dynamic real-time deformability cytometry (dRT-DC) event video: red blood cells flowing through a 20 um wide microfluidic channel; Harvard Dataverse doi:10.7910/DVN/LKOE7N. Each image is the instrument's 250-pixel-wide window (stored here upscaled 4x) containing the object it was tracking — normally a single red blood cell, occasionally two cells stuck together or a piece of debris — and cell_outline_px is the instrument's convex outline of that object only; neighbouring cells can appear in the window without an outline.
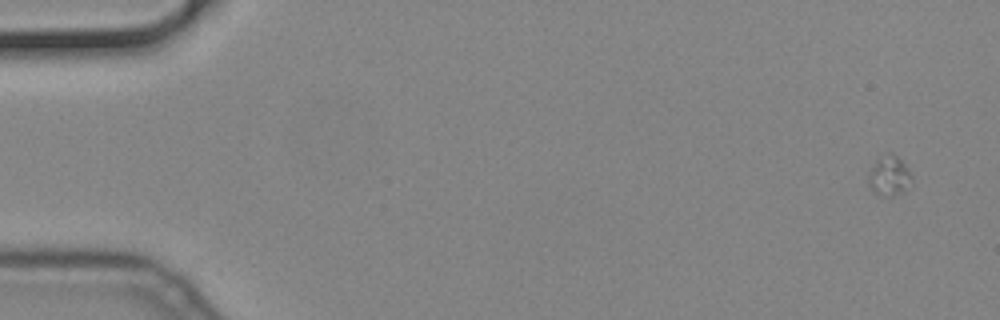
{"species": "common noctule bat (a hibernating species)", "species_latin": "Nyctalus noctula", "temperature_condition": "cold", "stored_images_in_passage": 10, "camera_frame_rate_fps": 3000, "um_per_image_px": 0.085, "animal": {"sex": "male", "body_mass_g": 19.2, "forearm_length_mm": 51.8}, "frame": {"image": 1, "passage_image": 3, "time_ms": 0.667, "image_size_px": [1000, 320], "cell_outline_px": [[912, 188], [892, 196], [880, 196], [872, 192], [868, 184], [868, 172], [876, 160], [888, 152], [892, 152], [904, 164], [912, 176]], "centroid_in_image_um": [75.58, 14.98], "position_along_channel_um": 9.4, "area_um2": 10.35}}